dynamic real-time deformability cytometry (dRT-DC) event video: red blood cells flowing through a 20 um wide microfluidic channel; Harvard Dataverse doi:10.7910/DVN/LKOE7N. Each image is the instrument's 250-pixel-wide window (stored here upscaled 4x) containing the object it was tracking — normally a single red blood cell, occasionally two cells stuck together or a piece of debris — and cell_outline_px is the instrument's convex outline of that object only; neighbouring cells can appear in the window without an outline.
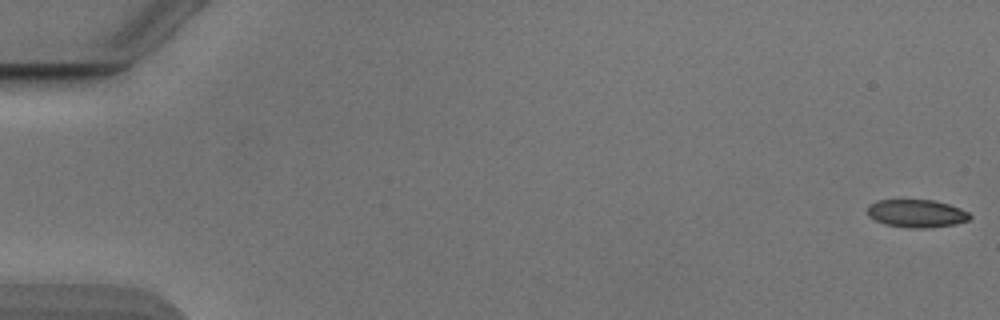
{"species": "Egyptian fruit bat (a non-hibernating species)", "species_latin": "Rousettus aegyptiacus", "temperature_condition": "cold", "stored_images_in_passage": 54, "camera_frame_rate_fps": 3000, "um_per_image_px": 0.085, "animal": {"sex": "male"}, "frame": {"image": 1, "passage_image": 1, "time_ms": 0.0, "image_size_px": [1000, 320], "cell_outline_px": [[972, 216], [968, 220], [956, 224], [928, 228], [908, 228], [884, 224], [868, 216], [868, 204], [876, 200], [932, 200], [948, 204], [960, 208], [968, 212]], "centroid_in_image_um": [77.9, 18.15], "position_along_channel_um": 7.1, "area_um2": 16.7}}
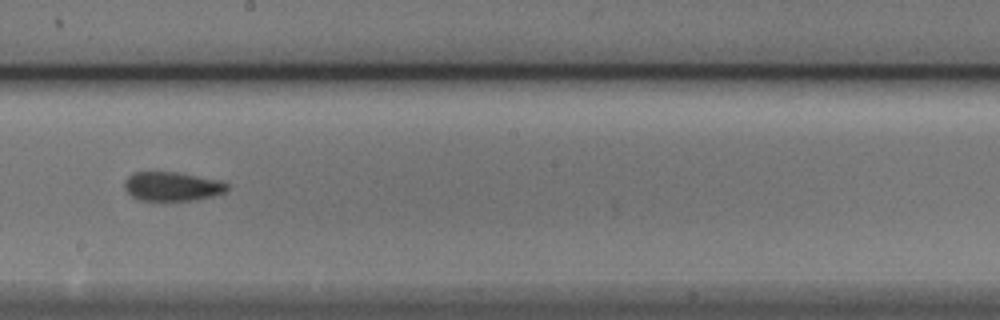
{"frame": {"image": 2, "passage_image": 31, "time_ms": 10.0, "image_size_px": [1000, 320], "cell_outline_px": [[228, 188], [224, 192], [212, 196], [196, 200], [140, 200], [132, 196], [124, 188], [124, 180], [128, 176], [136, 172], [176, 172], [216, 180], [228, 184]], "centroid_in_image_um": [14.59, 15.85], "position_along_channel_um": 233.6, "area_um2": 17.11}}
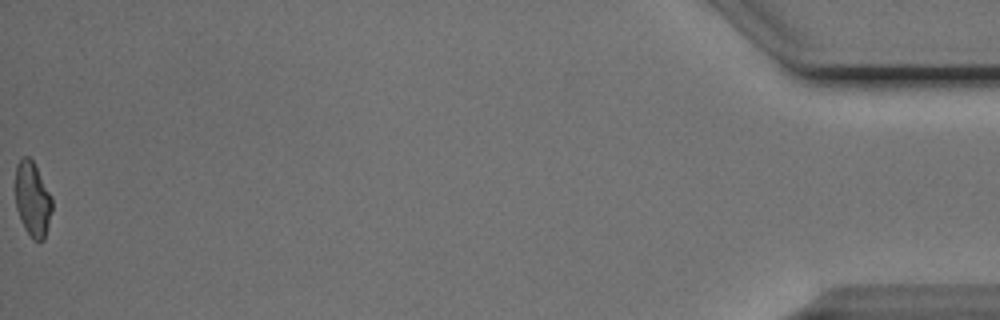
{"frame": {"image": 3, "passage_image": 54, "time_ms": 17.667, "image_size_px": [1000, 320], "cell_outline_px": [[52, 208], [48, 228], [44, 240], [32, 240], [24, 228], [20, 220], [16, 208], [16, 164], [24, 156], [28, 156], [32, 160], [52, 196]], "centroid_in_image_um": [2.77, 16.97], "position_along_channel_um": 432.4, "area_um2": 16.01}, "authors_computed_cell_mechanics": {"area_um2": 17.3689, "velocity_mm_per_s": 3.8732, "shape_relaxation_time_tau1_ms": 6.6151, "shape_relaxation_time_tau2_ms": 1.908, "deformation_change_tau1": 0.1595, "deformation_change_tau2": 0.0812}}